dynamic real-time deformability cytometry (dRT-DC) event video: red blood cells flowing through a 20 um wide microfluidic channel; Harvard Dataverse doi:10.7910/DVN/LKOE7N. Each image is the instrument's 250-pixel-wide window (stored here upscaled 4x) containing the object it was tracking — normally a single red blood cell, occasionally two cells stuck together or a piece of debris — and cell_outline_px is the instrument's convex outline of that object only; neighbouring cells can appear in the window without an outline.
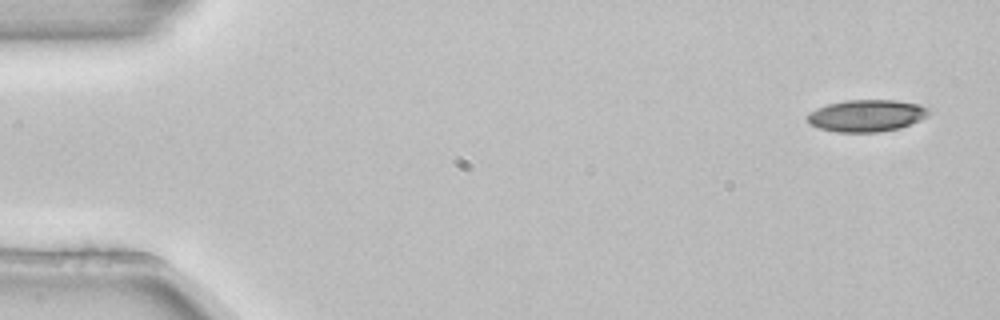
{"species": "common noctule bat (a hibernating species)", "species_latin": "Nyctalus noctula", "temperature_condition": "room temperature", "stored_images_in_passage": 3, "camera_frame_rate_fps": 3000, "um_per_image_px": 0.085, "animal": {"sex": "female", "body_mass_g": 22.7, "forearm_length_mm": 54.2}, "frame": {"image": 1, "passage_image": 1, "time_ms": 0.0, "image_size_px": [1000, 320], "cell_outline_px": [[928, 116], [920, 120], [900, 128], [880, 132], [836, 132], [820, 128], [808, 124], [808, 112], [816, 108], [828, 104], [844, 100], [896, 100], [920, 104], [928, 108]], "centroid_in_image_um": [73.65, 9.83], "position_along_channel_um": 11.4, "area_um2": 22.72}}
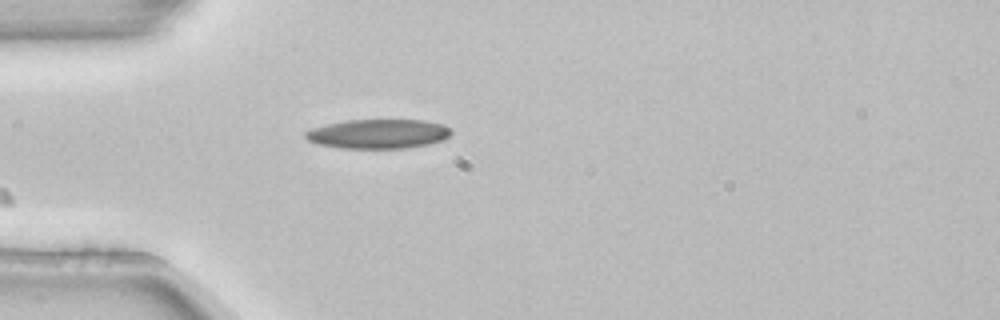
{"frame": {"image": 2, "passage_image": 3, "time_ms": 0.667, "image_size_px": [1000, 320], "cell_outline_px": [[452, 132], [444, 140], [428, 144], [408, 148], [340, 148], [316, 144], [308, 140], [304, 136], [304, 132], [312, 128], [344, 120], [424, 120], [444, 124]], "centroid_in_image_um": [32.14, 11.38], "position_along_channel_um": 52.9, "area_um2": 25.03}}